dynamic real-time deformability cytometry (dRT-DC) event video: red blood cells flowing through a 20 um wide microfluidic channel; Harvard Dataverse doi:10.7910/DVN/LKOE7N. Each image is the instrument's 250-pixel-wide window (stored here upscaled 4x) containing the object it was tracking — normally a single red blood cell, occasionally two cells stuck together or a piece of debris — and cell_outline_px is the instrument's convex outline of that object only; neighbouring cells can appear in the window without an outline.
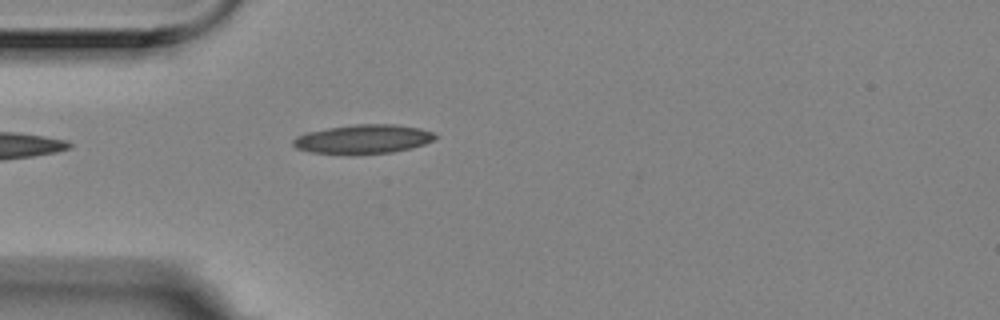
{"species": "Egyptian fruit bat (a non-hibernating species)", "species_latin": "Rousettus aegyptiacus", "temperature_condition": "room temperature", "stored_images_in_passage": 5, "camera_frame_rate_fps": 3000, "um_per_image_px": 0.085, "animal": {"sex": "female"}, "frame": {"image": 1, "passage_image": 5, "time_ms": 1.333, "image_size_px": [1000, 320], "cell_outline_px": [[440, 136], [424, 144], [412, 148], [392, 152], [352, 156], [348, 156], [308, 152], [296, 148], [292, 144], [292, 140], [296, 136], [308, 132], [328, 128], [356, 124], [396, 124], [420, 128], [432, 132]], "centroid_in_image_um": [30.85, 11.85], "position_along_channel_um": 54.2, "area_um2": 24.68}}